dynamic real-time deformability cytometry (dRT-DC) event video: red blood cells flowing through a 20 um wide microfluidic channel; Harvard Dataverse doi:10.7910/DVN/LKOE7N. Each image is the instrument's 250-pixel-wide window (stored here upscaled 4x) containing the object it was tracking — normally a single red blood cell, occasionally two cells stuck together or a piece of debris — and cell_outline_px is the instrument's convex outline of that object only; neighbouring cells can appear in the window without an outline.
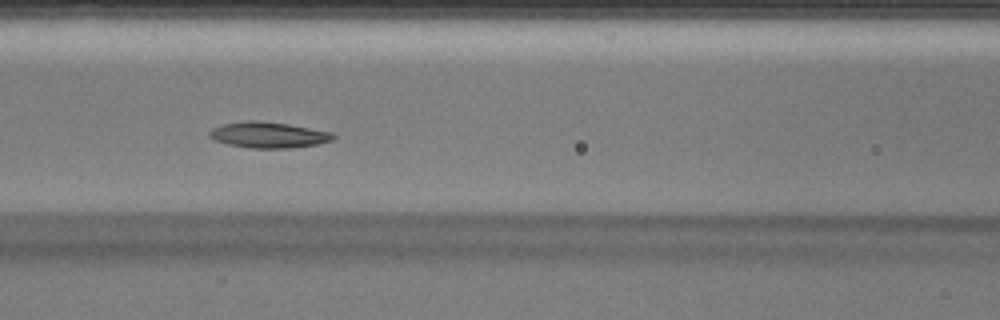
{"species": "Egyptian fruit bat (a non-hibernating species)", "species_latin": "Rousettus aegyptiacus", "temperature_condition": "warm", "stored_images_in_passage": 46, "camera_frame_rate_fps": 3000, "um_per_image_px": 0.085, "animal": {"sex": "male"}, "frame": {"image": 1, "passage_image": 20, "time_ms": 6.333, "image_size_px": [1000, 320], "cell_outline_px": [[336, 136], [332, 140], [316, 144], [292, 148], [248, 148], [228, 144], [216, 140], [208, 136], [208, 132], [212, 128], [224, 124], [248, 120], [256, 120], [288, 124], [332, 132]], "centroid_in_image_um": [22.81, 11.47], "position_along_channel_um": 143.8, "area_um2": 18.61}}